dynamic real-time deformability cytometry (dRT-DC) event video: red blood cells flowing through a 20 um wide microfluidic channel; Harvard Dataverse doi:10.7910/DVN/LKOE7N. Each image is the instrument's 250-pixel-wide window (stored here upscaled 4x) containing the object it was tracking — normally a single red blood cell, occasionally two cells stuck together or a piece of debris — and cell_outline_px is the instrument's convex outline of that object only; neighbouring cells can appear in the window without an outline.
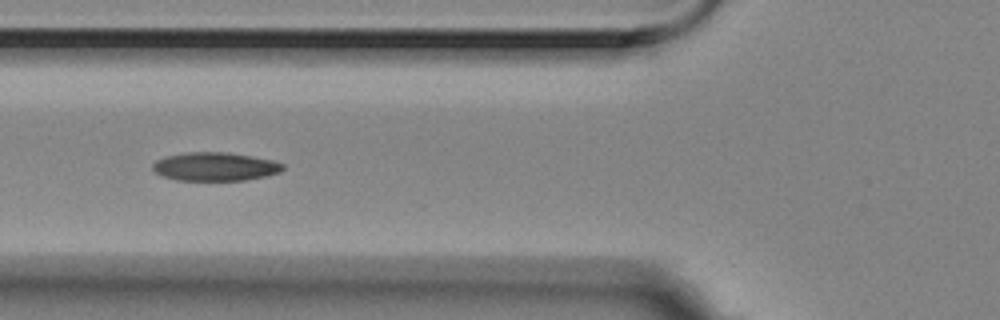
{"species": "Egyptian fruit bat (a non-hibernating species)", "species_latin": "Rousettus aegyptiacus", "temperature_condition": "room temperature", "stored_images_in_passage": 9, "camera_frame_rate_fps": 3000, "um_per_image_px": 0.085, "animal": {"sex": "female"}, "frame": {"image": 1, "passage_image": 6, "time_ms": 1.667, "image_size_px": [1000, 320], "cell_outline_px": [[284, 168], [280, 172], [248, 180], [176, 180], [164, 176], [156, 172], [152, 168], [152, 164], [156, 160], [164, 156], [188, 152], [228, 152], [272, 160], [284, 164]], "centroid_in_image_um": [18.27, 14.15], "position_along_channel_um": 107.5, "area_um2": 21.56}}
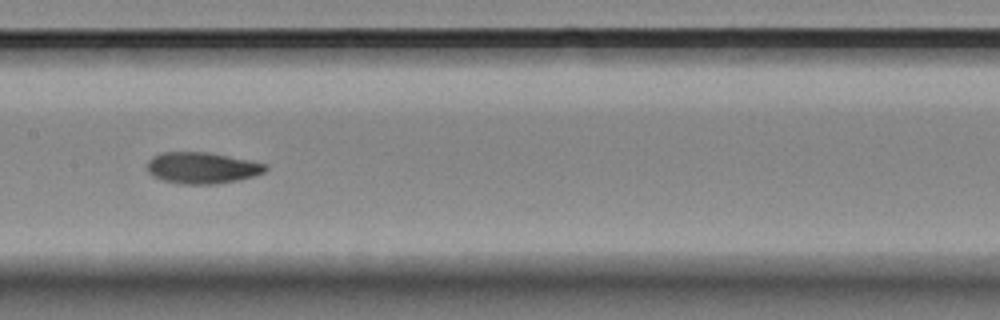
{"frame": {"image": 2, "passage_image": 8, "time_ms": 2.333, "image_size_px": [1000, 320], "cell_outline_px": [[268, 168], [264, 172], [252, 176], [236, 180], [216, 184], [180, 184], [164, 180], [152, 176], [148, 172], [148, 160], [152, 156], [164, 152], [208, 152], [268, 164]], "centroid_in_image_um": [17.16, 14.27], "position_along_channel_um": 190.2, "area_um2": 21.5}}
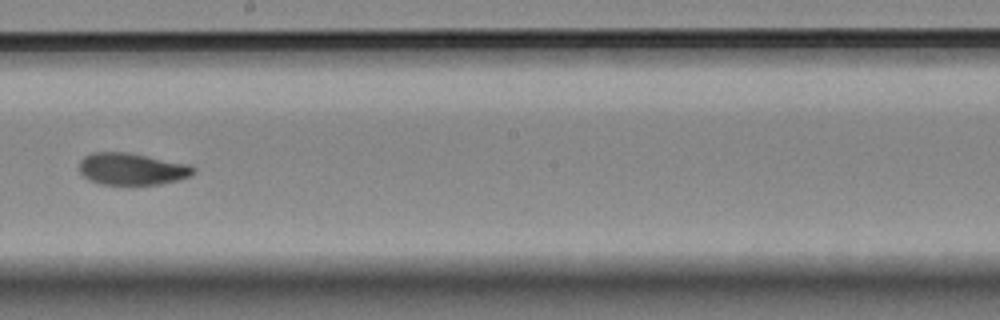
{"frame": {"image": 3, "passage_image": 9, "time_ms": 2.667, "image_size_px": [1000, 320], "cell_outline_px": [[196, 172], [192, 176], [180, 180], [160, 184], [100, 184], [88, 180], [80, 172], [80, 160], [84, 156], [92, 152], [128, 152], [192, 164], [196, 168]], "centroid_in_image_um": [11.27, 14.35], "position_along_channel_um": 236.9, "area_um2": 21.62}}